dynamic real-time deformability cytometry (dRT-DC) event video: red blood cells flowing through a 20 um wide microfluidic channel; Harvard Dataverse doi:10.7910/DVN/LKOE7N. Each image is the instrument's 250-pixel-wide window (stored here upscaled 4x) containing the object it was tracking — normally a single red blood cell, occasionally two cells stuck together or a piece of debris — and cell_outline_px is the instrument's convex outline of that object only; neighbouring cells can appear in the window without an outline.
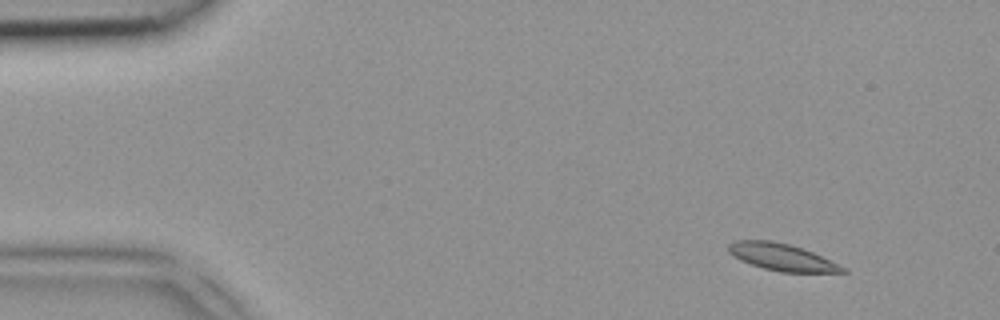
{"species": "common noctule bat (a hibernating species)", "species_latin": "Nyctalus noctula", "temperature_condition": "room temperature", "stored_images_in_passage": 4, "camera_frame_rate_fps": 3000, "um_per_image_px": 0.085, "animal": {"sex": "female", "body_mass_g": 18.4}, "frame": {"image": 1, "passage_image": 1, "time_ms": 0.0, "image_size_px": [1000, 320], "cell_outline_px": [[848, 272], [780, 272], [764, 268], [740, 260], [732, 256], [728, 252], [728, 244], [736, 240], [772, 240], [804, 248], [848, 268]], "centroid_in_image_um": [66.46, 21.85], "position_along_channel_um": 18.5, "area_um2": 18.03}}
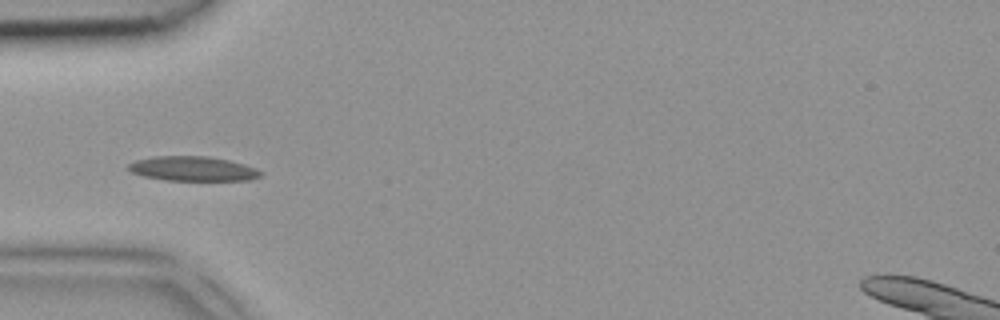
{"frame": {"image": 2, "passage_image": 4, "time_ms": 1.0, "image_size_px": [1000, 320], "cell_outline_px": [[264, 176], [252, 180], [164, 180], [144, 176], [132, 172], [124, 168], [128, 164], [136, 160], [156, 156], [208, 156], [228, 160], [244, 164], [256, 168], [264, 172]], "centroid_in_image_um": [16.42, 14.34], "position_along_channel_um": 68.6, "area_um2": 19.13}}